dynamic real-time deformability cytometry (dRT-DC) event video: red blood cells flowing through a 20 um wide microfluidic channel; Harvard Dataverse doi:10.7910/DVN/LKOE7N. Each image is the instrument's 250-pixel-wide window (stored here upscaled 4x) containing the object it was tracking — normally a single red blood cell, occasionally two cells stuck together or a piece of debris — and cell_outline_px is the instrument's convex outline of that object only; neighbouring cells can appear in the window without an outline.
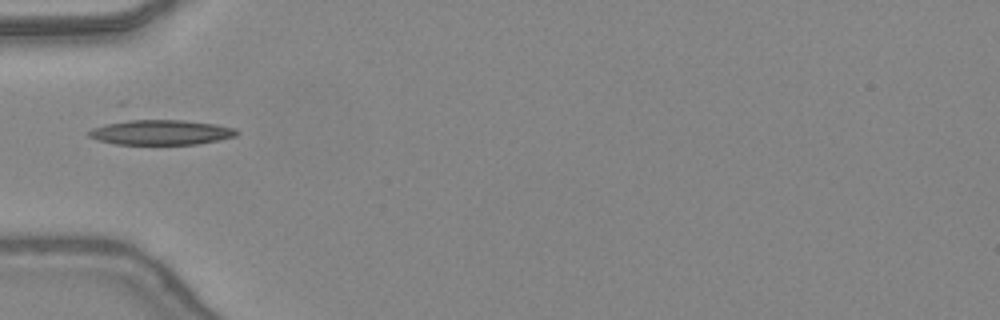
{"species": "common noctule bat (a hibernating species)", "species_latin": "Nyctalus noctula", "temperature_condition": "warm", "stored_images_in_passage": 7, "camera_frame_rate_fps": 3000, "um_per_image_px": 0.085, "animal": {"sex": "female", "body_mass_g": 24.6, "forearm_length_mm": 56.2}, "frame": {"image": 1, "passage_image": 1, "time_ms": 0.0, "image_size_px": [1000, 320], "cell_outline_px": [[240, 132], [236, 136], [220, 140], [196, 144], [116, 144], [96, 140], [88, 136], [88, 132], [92, 128], [128, 116], [132, 116], [184, 120], [216, 124], [236, 128]], "centroid_in_image_um": [13.6, 11.19], "position_along_channel_um": 71.4, "area_um2": 22.83}}